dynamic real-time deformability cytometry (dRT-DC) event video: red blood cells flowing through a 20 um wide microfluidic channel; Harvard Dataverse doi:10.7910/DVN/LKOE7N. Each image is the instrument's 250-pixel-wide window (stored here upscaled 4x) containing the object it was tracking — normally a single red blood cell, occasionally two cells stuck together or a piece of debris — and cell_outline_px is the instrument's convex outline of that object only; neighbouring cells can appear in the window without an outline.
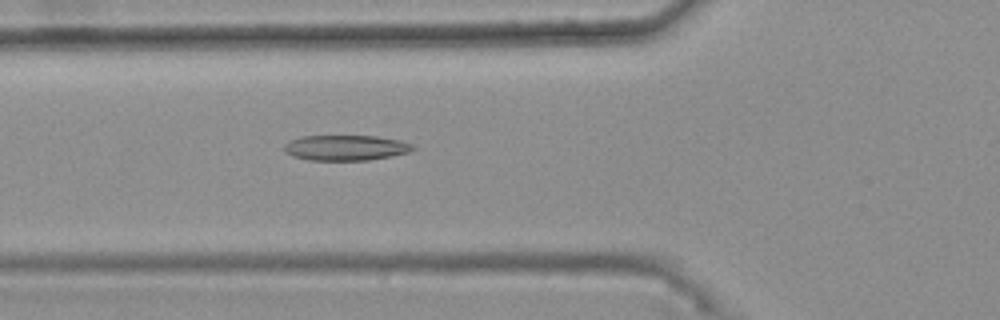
{"species": "common noctule bat (a hibernating species)", "species_latin": "Nyctalus noctula", "temperature_condition": "warm", "stored_images_in_passage": 49, "camera_frame_rate_fps": 3000, "um_per_image_px": 0.085, "animal": {"sex": "female", "body_mass_g": 25.1}, "frame": {"image": 1, "passage_image": 20, "time_ms": 6.333, "image_size_px": [1000, 320], "cell_outline_px": [[416, 148], [408, 152], [392, 156], [368, 160], [308, 160], [292, 156], [284, 152], [284, 144], [292, 140], [304, 136], [376, 136], [400, 140], [412, 144]], "centroid_in_image_um": [29.39, 12.56], "position_along_channel_um": 96.4, "area_um2": 19.02}}
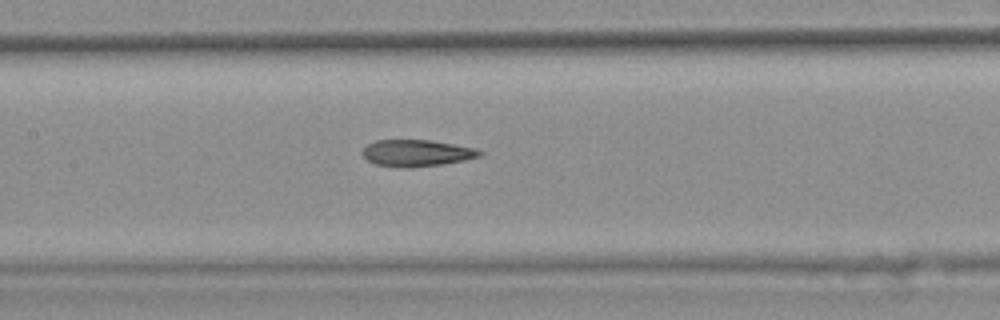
{"frame": {"image": 2, "passage_image": 26, "time_ms": 8.333, "image_size_px": [1000, 320], "cell_outline_px": [[484, 152], [480, 156], [464, 160], [444, 164], [408, 168], [404, 168], [376, 164], [368, 160], [360, 152], [368, 144], [376, 140], [432, 140], [476, 148]], "centroid_in_image_um": [35.43, 13.01], "position_along_channel_um": 172.0, "area_um2": 18.26}}
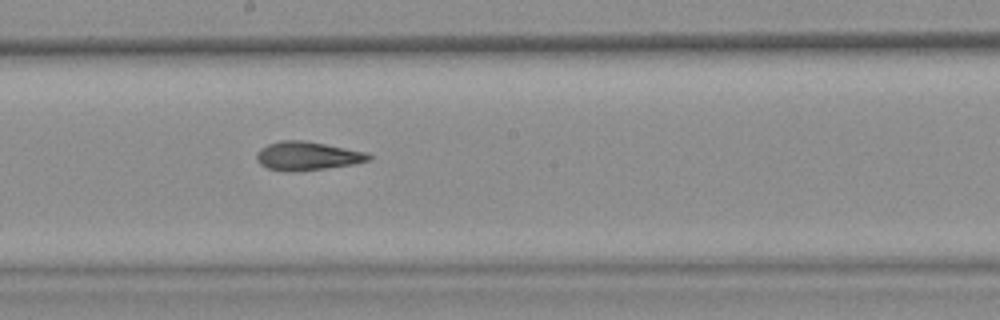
{"frame": {"image": 3, "passage_image": 30, "time_ms": 9.667, "image_size_px": [1000, 320], "cell_outline_px": [[372, 156], [368, 160], [352, 164], [296, 172], [288, 172], [268, 168], [260, 164], [256, 160], [256, 152], [260, 148], [268, 144], [280, 140], [304, 140], [364, 152]], "centroid_in_image_um": [26.03, 13.26], "position_along_channel_um": 222.2, "area_um2": 18.5}, "authors_computed_cell_mechanics": {"area_um2": 18.7272, "velocity_mm_per_s": 3.7651, "shape_relaxation_time_tau1_ms": null, "shape_relaxation_time_tau2_ms": 3.5723, "deformation_change_tau1": null, "deformation_change_tau2": 0.1416}}